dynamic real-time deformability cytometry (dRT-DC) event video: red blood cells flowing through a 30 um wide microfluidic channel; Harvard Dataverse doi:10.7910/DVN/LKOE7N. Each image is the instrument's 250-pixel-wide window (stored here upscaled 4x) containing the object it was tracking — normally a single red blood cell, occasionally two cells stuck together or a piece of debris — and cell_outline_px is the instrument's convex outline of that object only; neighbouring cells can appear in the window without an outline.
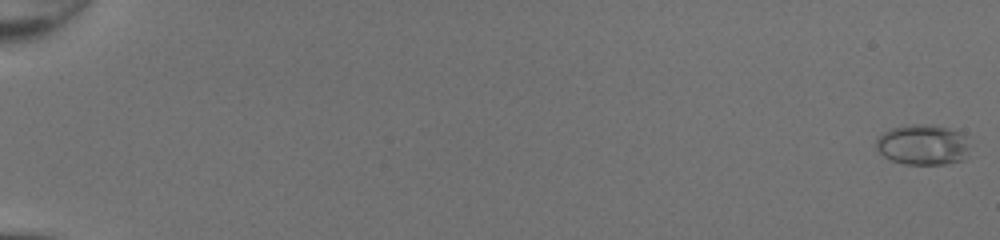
{"species": "common noctule bat (a hibernating species)", "species_latin": "Nyctalus noctula", "temperature_condition": "room temperature", "stored_images_in_passage": 51, "camera_frame_rate_fps": 3000, "um_per_image_px": 0.085, "animal": {"sex": "female", "body_mass_g": 20.0, "forearm_length_mm": 54.0}, "frame": {"image": 1, "passage_image": 1, "time_ms": 0.0, "image_size_px": [1000, 240], "cell_outline_px": [[964, 160], [948, 164], [904, 164], [892, 160], [884, 156], [876, 148], [876, 140], [884, 132], [892, 128], [912, 124], [932, 124], [948, 128], [960, 132], [964, 136]], "centroid_in_image_um": [78.38, 12.3], "position_along_channel_um": 6.6, "area_um2": 21.62}}
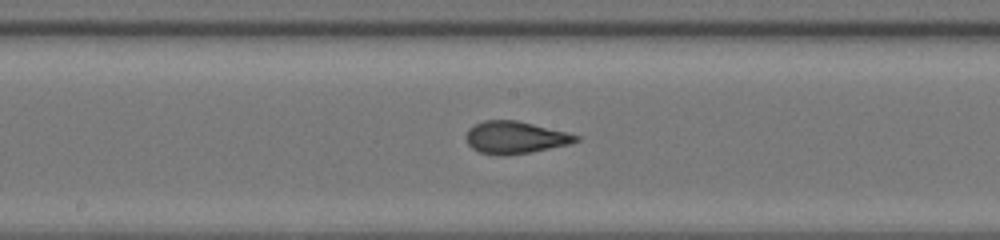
{"frame": {"image": 2, "passage_image": 30, "time_ms": 9.667, "image_size_px": [1000, 240], "cell_outline_px": [[580, 140], [572, 144], [528, 152], [504, 156], [496, 156], [480, 152], [472, 148], [468, 144], [464, 136], [468, 128], [484, 120], [516, 120], [568, 132], [580, 136]], "centroid_in_image_um": [43.78, 11.69], "position_along_channel_um": 204.4, "area_um2": 20.87}}
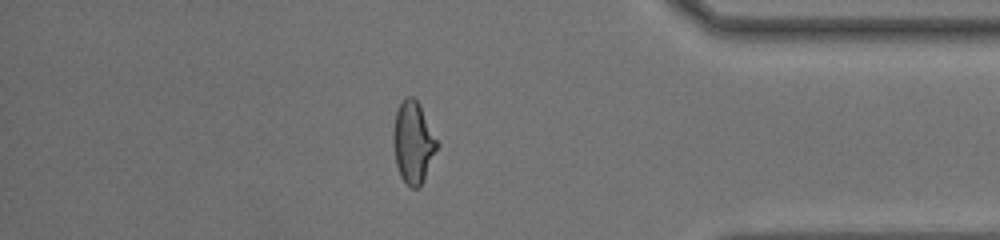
{"frame": {"image": 3, "passage_image": 45, "time_ms": 14.667, "image_size_px": [1000, 240], "cell_outline_px": [[440, 144], [424, 180], [420, 188], [412, 188], [400, 176], [396, 164], [392, 140], [392, 132], [396, 112], [404, 96], [412, 96], [420, 104]], "centroid_in_image_um": [35.13, 12.09], "position_along_channel_um": 400.1, "area_um2": 21.21}, "authors_computed_cell_mechanics": {"area_um2": 20.8658, "velocity_mm_per_s": 4.339, "shape_relaxation_time_tau1_ms": 7.7421, "shape_relaxation_time_tau2_ms": 0.7136, "deformation_change_tau1": 0.2826, "deformation_change_tau2": 0.0664}}